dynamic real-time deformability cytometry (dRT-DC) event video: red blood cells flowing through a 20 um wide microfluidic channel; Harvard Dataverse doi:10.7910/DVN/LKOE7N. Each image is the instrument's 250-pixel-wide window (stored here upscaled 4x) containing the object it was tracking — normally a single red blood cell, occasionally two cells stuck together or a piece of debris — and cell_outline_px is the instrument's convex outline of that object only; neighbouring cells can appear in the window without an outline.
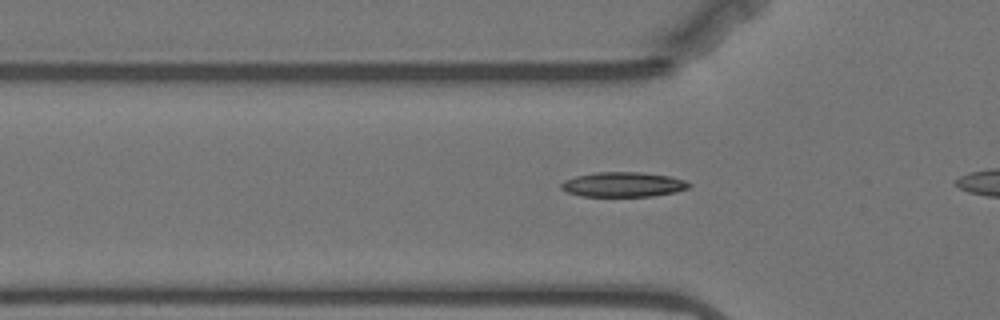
{"species": "Egyptian fruit bat (a non-hibernating species)", "species_latin": "Rousettus aegyptiacus", "temperature_condition": "warm", "stored_images_in_passage": 19, "camera_frame_rate_fps": 3000, "um_per_image_px": 0.085, "animal": {"sex": "female"}, "frame": {"image": 1, "passage_image": 9, "time_ms": 2.667, "image_size_px": [1000, 320], "cell_outline_px": [[692, 184], [688, 188], [676, 192], [652, 196], [580, 196], [568, 192], [560, 188], [560, 184], [564, 180], [576, 176], [596, 172], [640, 172], [668, 176], [684, 180]], "centroid_in_image_um": [52.95, 15.68], "position_along_channel_um": 72.8, "area_um2": 18.44}}
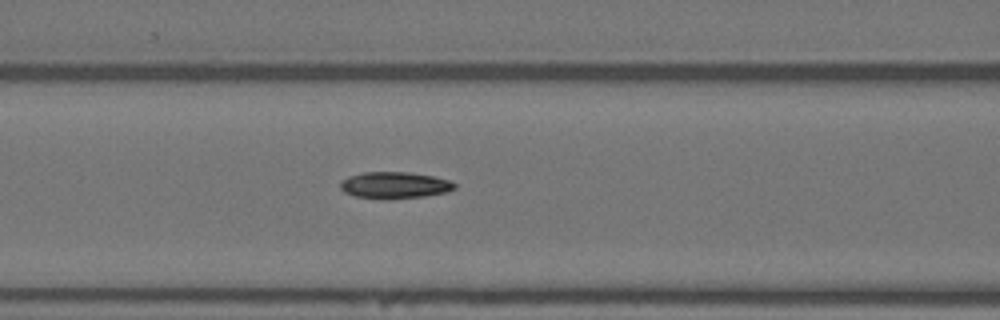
{"frame": {"image": 2, "passage_image": 14, "time_ms": 4.333, "image_size_px": [1000, 320], "cell_outline_px": [[456, 188], [448, 192], [424, 196], [388, 200], [380, 200], [356, 196], [344, 192], [340, 188], [340, 180], [348, 176], [364, 172], [408, 172], [432, 176], [448, 180], [456, 184]], "centroid_in_image_um": [33.51, 15.75], "position_along_channel_um": 133.1, "area_um2": 17.98}}